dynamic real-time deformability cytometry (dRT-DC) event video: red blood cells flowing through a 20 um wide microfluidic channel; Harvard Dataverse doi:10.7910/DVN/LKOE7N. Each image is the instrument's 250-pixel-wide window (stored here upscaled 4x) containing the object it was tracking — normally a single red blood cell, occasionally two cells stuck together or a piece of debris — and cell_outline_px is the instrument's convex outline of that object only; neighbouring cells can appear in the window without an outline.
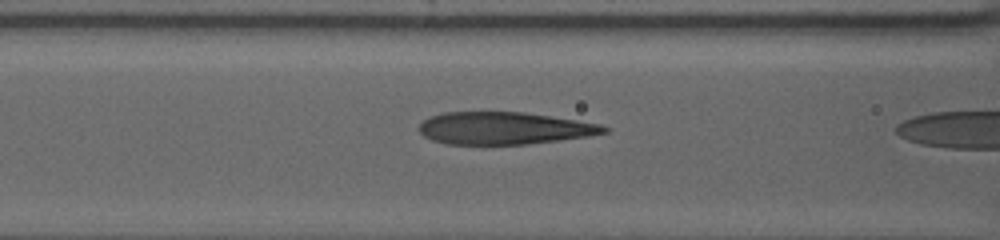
{"species": "human", "species_latin": "Homo sapiens", "temperature_condition": "warm", "stored_images_in_passage": 8, "camera_frame_rate_fps": 3000, "um_per_image_px": 0.085, "donor": {"sex": "female"}, "frame": {"image": 1, "passage_image": 6, "time_ms": 1.667, "image_size_px": [1000, 240], "cell_outline_px": [[608, 132], [588, 136], [528, 144], [448, 144], [432, 140], [424, 136], [416, 128], [424, 120], [432, 116], [444, 112], [524, 112], [576, 120], [600, 124], [608, 128]], "centroid_in_image_um": [42.83, 10.9], "position_along_channel_um": 123.8, "area_um2": 34.68}}